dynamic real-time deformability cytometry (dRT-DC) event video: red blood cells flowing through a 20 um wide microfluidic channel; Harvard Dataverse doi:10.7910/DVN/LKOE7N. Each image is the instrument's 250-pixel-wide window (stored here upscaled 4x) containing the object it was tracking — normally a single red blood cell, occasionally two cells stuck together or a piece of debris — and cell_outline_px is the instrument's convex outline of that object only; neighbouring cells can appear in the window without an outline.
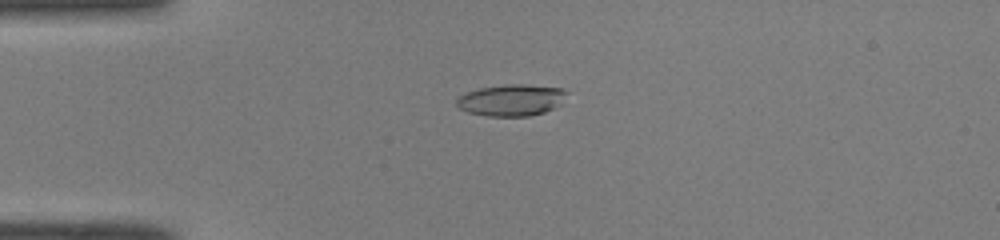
{"species": "common noctule bat (a hibernating species)", "species_latin": "Nyctalus noctula", "temperature_condition": "room temperature", "stored_images_in_passage": 50, "camera_frame_rate_fps": 3000, "um_per_image_px": 0.085, "animal": {"sex": "male", "body_mass_g": 19.0, "forearm_length_mm": 50.8}, "frame": {"image": 1, "passage_image": 13, "time_ms": 4.0, "image_size_px": [1000, 240], "cell_outline_px": [[568, 92], [560, 104], [556, 108], [544, 112], [528, 116], [488, 116], [468, 112], [460, 108], [456, 104], [456, 100], [460, 96], [468, 92], [480, 88], [504, 84], [524, 84], [560, 88]], "centroid_in_image_um": [43.48, 8.51], "position_along_channel_um": 41.5, "area_um2": 20.17}}
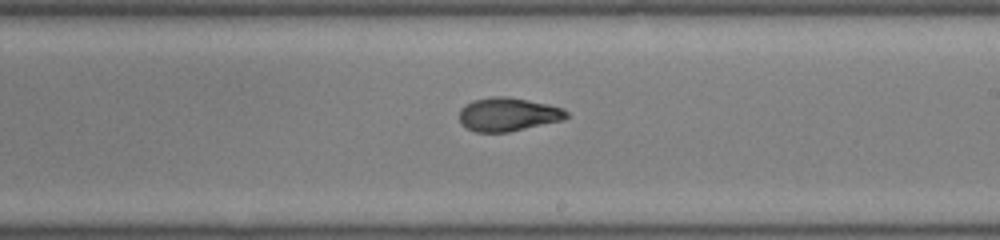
{"frame": {"image": 2, "passage_image": 30, "time_ms": 9.667, "image_size_px": [1000, 240], "cell_outline_px": [[568, 116], [564, 120], [508, 132], [476, 132], [464, 128], [460, 124], [460, 108], [472, 100], [492, 96], [508, 96], [548, 104], [564, 108], [568, 112]], "centroid_in_image_um": [43.17, 9.72], "position_along_channel_um": 245.8, "area_um2": 21.21}}
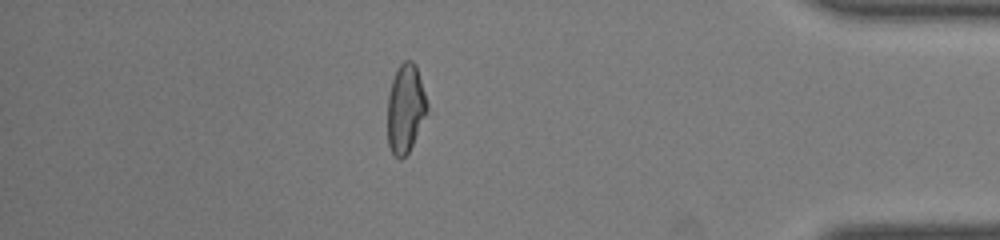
{"frame": {"image": 3, "passage_image": 44, "time_ms": 14.333, "image_size_px": [1000, 240], "cell_outline_px": [[428, 108], [412, 144], [408, 152], [400, 160], [392, 152], [388, 144], [388, 96], [392, 80], [396, 68], [404, 60], [412, 60], [416, 64], [428, 104]], "centroid_in_image_um": [34.45, 9.17], "position_along_channel_um": 400.7, "area_um2": 20.23}, "authors_computed_cell_mechanics": {"area_um2": 20.9814, "velocity_mm_per_s": 4.0974, "shape_relaxation_time_tau1_ms": 6.3299, "shape_relaxation_time_tau2_ms": 1.3045, "deformation_change_tau1": 0.2251, "deformation_change_tau2": 0.0625}}